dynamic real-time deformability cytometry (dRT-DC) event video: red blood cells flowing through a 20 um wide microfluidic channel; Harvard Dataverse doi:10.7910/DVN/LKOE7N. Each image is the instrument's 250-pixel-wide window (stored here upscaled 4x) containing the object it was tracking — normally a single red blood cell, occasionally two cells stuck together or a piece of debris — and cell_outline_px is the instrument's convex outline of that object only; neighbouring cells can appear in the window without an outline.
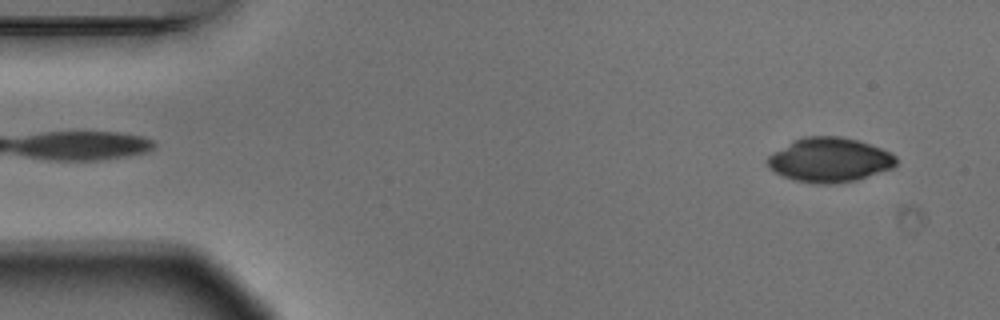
{"species": "Egyptian fruit bat (a non-hibernating species)", "species_latin": "Rousettus aegyptiacus", "temperature_condition": "warm", "stored_images_in_passage": 5, "segment_of_instrument_passage": [2, 2], "camera_frame_rate_fps": 3000, "um_per_image_px": 0.085, "animal": {"sex": "male"}, "frame": {"image": 1, "passage_image": 5, "time_ms": 1.333, "image_size_px": [1000, 320], "cell_outline_px": [[896, 164], [892, 168], [856, 180], [832, 184], [816, 184], [792, 180], [768, 168], [764, 160], [772, 152], [792, 140], [804, 136], [840, 136], [856, 140], [880, 148], [896, 156]], "centroid_in_image_um": [70.44, 13.59], "position_along_channel_um": 14.6, "area_um2": 33.41}}